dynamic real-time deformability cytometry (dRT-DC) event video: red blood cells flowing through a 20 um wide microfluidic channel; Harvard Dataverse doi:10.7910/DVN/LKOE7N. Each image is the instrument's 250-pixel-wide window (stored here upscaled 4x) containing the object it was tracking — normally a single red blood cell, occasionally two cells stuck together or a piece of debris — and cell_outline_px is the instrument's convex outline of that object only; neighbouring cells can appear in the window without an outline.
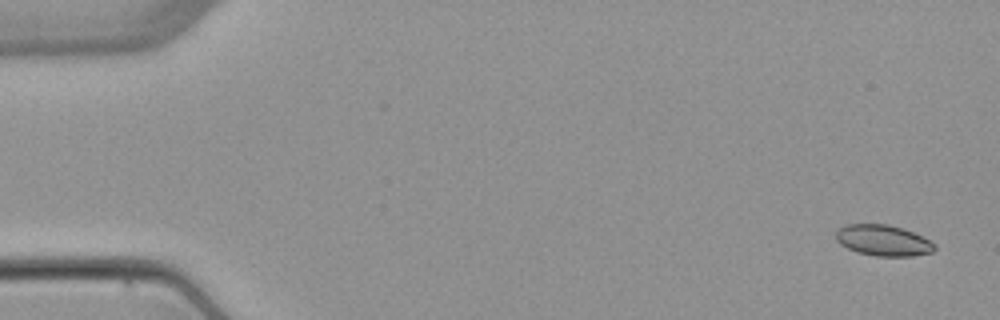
{"species": "common noctule bat (a hibernating species)", "species_latin": "Nyctalus noctula", "temperature_condition": "warm", "stored_images_in_passage": 4, "camera_frame_rate_fps": 3000, "um_per_image_px": 0.085, "animal": {"sex": "female", "body_mass_g": 22.7, "forearm_length_mm": 54.2}, "frame": {"image": 1, "passage_image": 1, "time_ms": 0.0, "image_size_px": [1000, 320], "cell_outline_px": [[936, 248], [932, 252], [912, 256], [876, 256], [856, 252], [840, 244], [836, 240], [836, 228], [848, 224], [888, 224], [912, 232], [936, 244]], "centroid_in_image_um": [75.03, 20.44], "position_along_channel_um": 10.0, "area_um2": 17.74}}
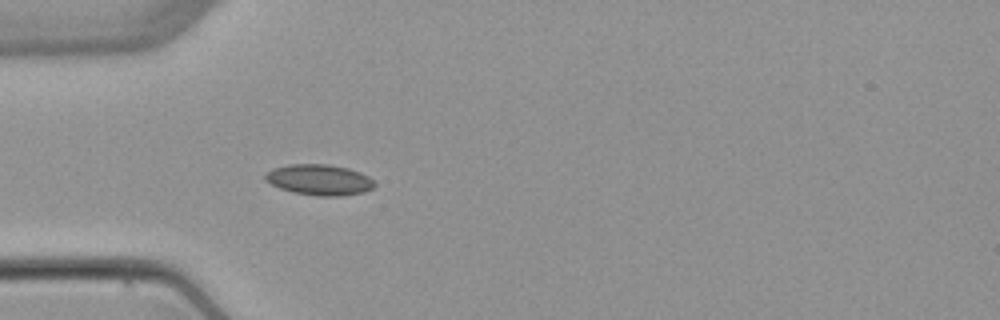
{"frame": {"image": 2, "passage_image": 4, "time_ms": 4.667, "image_size_px": [1000, 320], "cell_outline_px": [[376, 184], [372, 188], [364, 192], [340, 196], [320, 196], [292, 192], [280, 188], [264, 180], [264, 176], [272, 168], [288, 164], [328, 164], [348, 168], [360, 172], [368, 176]], "centroid_in_image_um": [27.13, 15.28], "position_along_channel_um": 57.9, "area_um2": 19.59}}